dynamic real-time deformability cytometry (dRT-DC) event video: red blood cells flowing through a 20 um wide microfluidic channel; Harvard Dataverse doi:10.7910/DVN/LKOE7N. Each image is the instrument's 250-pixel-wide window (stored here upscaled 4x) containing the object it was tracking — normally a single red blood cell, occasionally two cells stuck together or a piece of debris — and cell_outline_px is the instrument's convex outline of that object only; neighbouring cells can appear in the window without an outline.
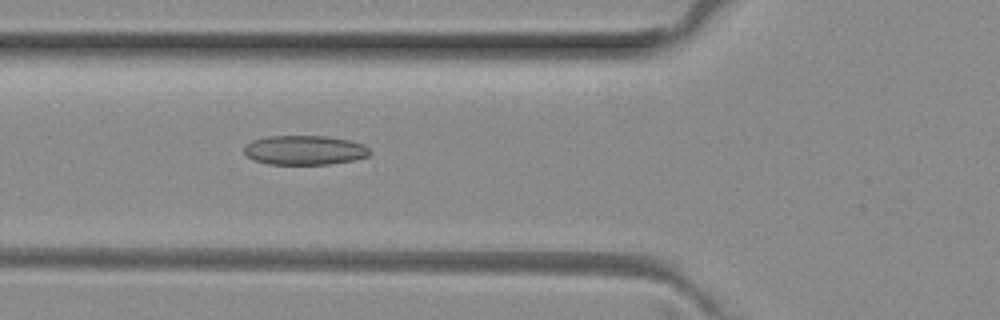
{"species": "common noctule bat (a hibernating species)", "species_latin": "Nyctalus noctula", "temperature_condition": "room temperature", "stored_images_in_passage": 50, "camera_frame_rate_fps": 3000, "um_per_image_px": 0.085, "animal": {"sex": "female", "body_mass_g": 29.2, "forearm_length_mm": 56.3}, "frame": {"image": 1, "passage_image": 18, "time_ms": 5.667, "image_size_px": [1000, 320], "cell_outline_px": [[372, 152], [368, 156], [356, 160], [328, 164], [268, 164], [252, 160], [244, 152], [244, 148], [252, 140], [268, 136], [328, 136], [348, 140], [364, 144]], "centroid_in_image_um": [25.91, 12.76], "position_along_channel_um": 99.9, "area_um2": 21.62}}
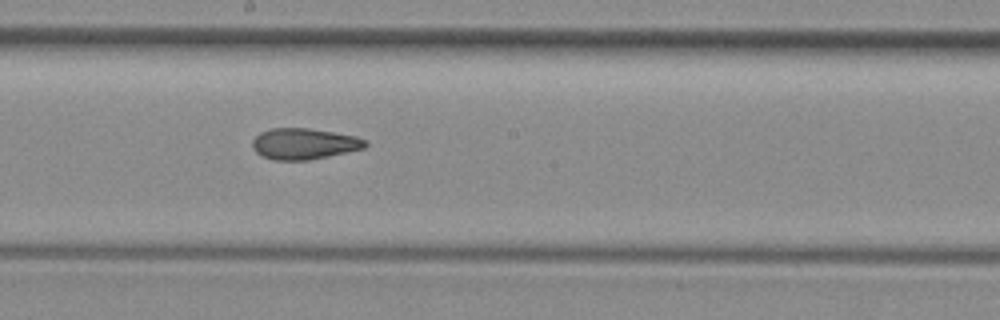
{"frame": {"image": 2, "passage_image": 27, "time_ms": 8.667, "image_size_px": [1000, 320], "cell_outline_px": [[368, 144], [364, 148], [328, 156], [308, 160], [272, 160], [256, 152], [252, 148], [252, 140], [260, 132], [268, 128], [308, 128], [356, 136], [364, 140]], "centroid_in_image_um": [25.8, 12.22], "position_along_channel_um": 222.4, "area_um2": 20.35}}
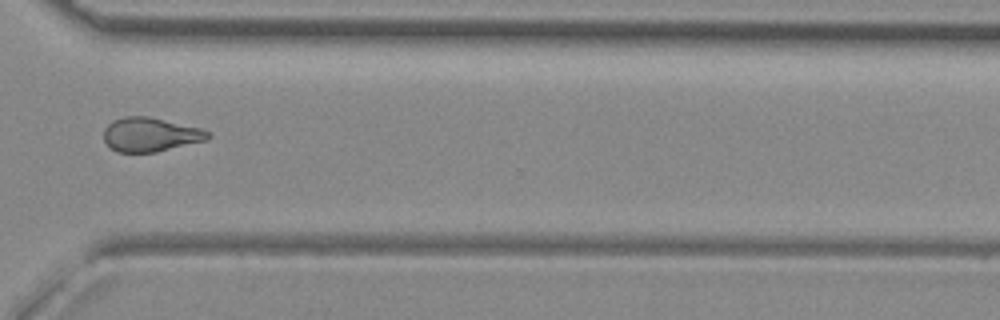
{"frame": {"image": 3, "passage_image": 37, "time_ms": 12.0, "image_size_px": [1000, 320], "cell_outline_px": [[212, 136], [208, 140], [156, 152], [116, 152], [104, 140], [104, 128], [112, 120], [124, 116], [148, 116], [200, 128], [208, 132]], "centroid_in_image_um": [12.78, 11.44], "position_along_channel_um": 357.8, "area_um2": 20.69}, "authors_computed_cell_mechanics": {"area_um2": 21.1837, "velocity_mm_per_s": 4.0685, "shape_relaxation_time_tau1_ms": null, "shape_relaxation_time_tau2_ms": 2.853, "deformation_change_tau1": null, "deformation_change_tau2": 0.1102}}